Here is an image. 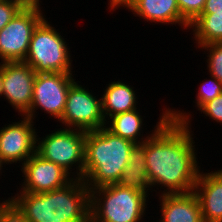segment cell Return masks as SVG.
Here are the masks:
<instances>
[{
  "mask_svg": "<svg viewBox=\"0 0 222 222\" xmlns=\"http://www.w3.org/2000/svg\"><path fill=\"white\" fill-rule=\"evenodd\" d=\"M158 195L161 203L158 222H203L200 202L194 192Z\"/></svg>",
  "mask_w": 222,
  "mask_h": 222,
  "instance_id": "9a60e30c",
  "label": "cell"
},
{
  "mask_svg": "<svg viewBox=\"0 0 222 222\" xmlns=\"http://www.w3.org/2000/svg\"><path fill=\"white\" fill-rule=\"evenodd\" d=\"M148 196L118 183L94 188L90 190V213L94 222H142Z\"/></svg>",
  "mask_w": 222,
  "mask_h": 222,
  "instance_id": "277c9868",
  "label": "cell"
},
{
  "mask_svg": "<svg viewBox=\"0 0 222 222\" xmlns=\"http://www.w3.org/2000/svg\"><path fill=\"white\" fill-rule=\"evenodd\" d=\"M76 80L70 85L66 98V106L59 123L61 127L84 131H95L105 126L102 113L101 97L88 91ZM97 97V98H96Z\"/></svg>",
  "mask_w": 222,
  "mask_h": 222,
  "instance_id": "9c48e42d",
  "label": "cell"
},
{
  "mask_svg": "<svg viewBox=\"0 0 222 222\" xmlns=\"http://www.w3.org/2000/svg\"><path fill=\"white\" fill-rule=\"evenodd\" d=\"M72 73H36L30 111L25 117L35 120L36 110L42 109L58 121L66 106L70 85L76 80Z\"/></svg>",
  "mask_w": 222,
  "mask_h": 222,
  "instance_id": "ba28073f",
  "label": "cell"
},
{
  "mask_svg": "<svg viewBox=\"0 0 222 222\" xmlns=\"http://www.w3.org/2000/svg\"><path fill=\"white\" fill-rule=\"evenodd\" d=\"M12 197L25 211L28 222H78L90 214V190L78 178L52 191L18 192Z\"/></svg>",
  "mask_w": 222,
  "mask_h": 222,
  "instance_id": "7a4b0ae2",
  "label": "cell"
},
{
  "mask_svg": "<svg viewBox=\"0 0 222 222\" xmlns=\"http://www.w3.org/2000/svg\"><path fill=\"white\" fill-rule=\"evenodd\" d=\"M130 1H131V0H124V1L117 7V9H118V8L120 9L121 6H122V7H125Z\"/></svg>",
  "mask_w": 222,
  "mask_h": 222,
  "instance_id": "4dcf8cb0",
  "label": "cell"
},
{
  "mask_svg": "<svg viewBox=\"0 0 222 222\" xmlns=\"http://www.w3.org/2000/svg\"><path fill=\"white\" fill-rule=\"evenodd\" d=\"M206 81L202 82L200 88L198 89V94H196L195 102L197 109L199 110L205 103L213 100L215 97L222 93V82L217 78L210 75V79H204Z\"/></svg>",
  "mask_w": 222,
  "mask_h": 222,
  "instance_id": "44dd1931",
  "label": "cell"
},
{
  "mask_svg": "<svg viewBox=\"0 0 222 222\" xmlns=\"http://www.w3.org/2000/svg\"><path fill=\"white\" fill-rule=\"evenodd\" d=\"M193 192L200 202L203 222H222V169L199 172Z\"/></svg>",
  "mask_w": 222,
  "mask_h": 222,
  "instance_id": "4fadbf2b",
  "label": "cell"
},
{
  "mask_svg": "<svg viewBox=\"0 0 222 222\" xmlns=\"http://www.w3.org/2000/svg\"><path fill=\"white\" fill-rule=\"evenodd\" d=\"M78 222H94V219H93V217H92V215L90 213L86 218H84V219H82V220H80Z\"/></svg>",
  "mask_w": 222,
  "mask_h": 222,
  "instance_id": "f546056e",
  "label": "cell"
},
{
  "mask_svg": "<svg viewBox=\"0 0 222 222\" xmlns=\"http://www.w3.org/2000/svg\"><path fill=\"white\" fill-rule=\"evenodd\" d=\"M193 30L196 48L222 42V13L201 14L189 27Z\"/></svg>",
  "mask_w": 222,
  "mask_h": 222,
  "instance_id": "d6986e66",
  "label": "cell"
},
{
  "mask_svg": "<svg viewBox=\"0 0 222 222\" xmlns=\"http://www.w3.org/2000/svg\"><path fill=\"white\" fill-rule=\"evenodd\" d=\"M125 8L147 22L178 24L186 30L190 27L181 17L177 0H131Z\"/></svg>",
  "mask_w": 222,
  "mask_h": 222,
  "instance_id": "5bb4252c",
  "label": "cell"
},
{
  "mask_svg": "<svg viewBox=\"0 0 222 222\" xmlns=\"http://www.w3.org/2000/svg\"><path fill=\"white\" fill-rule=\"evenodd\" d=\"M51 132L42 139L36 136V153L83 180L86 131L60 127Z\"/></svg>",
  "mask_w": 222,
  "mask_h": 222,
  "instance_id": "8992f818",
  "label": "cell"
},
{
  "mask_svg": "<svg viewBox=\"0 0 222 222\" xmlns=\"http://www.w3.org/2000/svg\"><path fill=\"white\" fill-rule=\"evenodd\" d=\"M139 110L140 108L111 116L108 119L111 121H106L105 127L115 135L128 139L135 144H142L169 118V108L165 107V111L162 109V115H160V119L156 122V126L146 136L143 135L144 130L142 129L145 123H143V117L140 115Z\"/></svg>",
  "mask_w": 222,
  "mask_h": 222,
  "instance_id": "2e32d148",
  "label": "cell"
},
{
  "mask_svg": "<svg viewBox=\"0 0 222 222\" xmlns=\"http://www.w3.org/2000/svg\"><path fill=\"white\" fill-rule=\"evenodd\" d=\"M3 164L1 163V161H0V175L2 174V169L4 170V168H3Z\"/></svg>",
  "mask_w": 222,
  "mask_h": 222,
  "instance_id": "1f68e13d",
  "label": "cell"
},
{
  "mask_svg": "<svg viewBox=\"0 0 222 222\" xmlns=\"http://www.w3.org/2000/svg\"><path fill=\"white\" fill-rule=\"evenodd\" d=\"M22 8L18 1H0V31Z\"/></svg>",
  "mask_w": 222,
  "mask_h": 222,
  "instance_id": "cb8c5ba5",
  "label": "cell"
},
{
  "mask_svg": "<svg viewBox=\"0 0 222 222\" xmlns=\"http://www.w3.org/2000/svg\"><path fill=\"white\" fill-rule=\"evenodd\" d=\"M12 123L0 128V161L4 166L18 162L23 165L36 152L38 132L34 121L22 116Z\"/></svg>",
  "mask_w": 222,
  "mask_h": 222,
  "instance_id": "30bf717a",
  "label": "cell"
},
{
  "mask_svg": "<svg viewBox=\"0 0 222 222\" xmlns=\"http://www.w3.org/2000/svg\"><path fill=\"white\" fill-rule=\"evenodd\" d=\"M134 145V142L113 134L105 126L86 131L83 180L89 190L117 184Z\"/></svg>",
  "mask_w": 222,
  "mask_h": 222,
  "instance_id": "3957f363",
  "label": "cell"
},
{
  "mask_svg": "<svg viewBox=\"0 0 222 222\" xmlns=\"http://www.w3.org/2000/svg\"><path fill=\"white\" fill-rule=\"evenodd\" d=\"M222 13V0H206L201 14Z\"/></svg>",
  "mask_w": 222,
  "mask_h": 222,
  "instance_id": "484cf974",
  "label": "cell"
},
{
  "mask_svg": "<svg viewBox=\"0 0 222 222\" xmlns=\"http://www.w3.org/2000/svg\"><path fill=\"white\" fill-rule=\"evenodd\" d=\"M3 91H4V88H3V62H2V64L0 62V97L1 96L3 97Z\"/></svg>",
  "mask_w": 222,
  "mask_h": 222,
  "instance_id": "f1b7e54d",
  "label": "cell"
},
{
  "mask_svg": "<svg viewBox=\"0 0 222 222\" xmlns=\"http://www.w3.org/2000/svg\"><path fill=\"white\" fill-rule=\"evenodd\" d=\"M118 184L148 195L151 185L147 177L146 140L131 149L129 162ZM149 190V191H148Z\"/></svg>",
  "mask_w": 222,
  "mask_h": 222,
  "instance_id": "ac0fdd59",
  "label": "cell"
},
{
  "mask_svg": "<svg viewBox=\"0 0 222 222\" xmlns=\"http://www.w3.org/2000/svg\"><path fill=\"white\" fill-rule=\"evenodd\" d=\"M23 183L17 192L42 193L61 188L72 179L61 166L43 159L36 152L21 165Z\"/></svg>",
  "mask_w": 222,
  "mask_h": 222,
  "instance_id": "8fae6325",
  "label": "cell"
},
{
  "mask_svg": "<svg viewBox=\"0 0 222 222\" xmlns=\"http://www.w3.org/2000/svg\"><path fill=\"white\" fill-rule=\"evenodd\" d=\"M183 111L169 108V118L146 140L147 177L151 188L164 189L162 195L193 192L201 171L192 137L193 115Z\"/></svg>",
  "mask_w": 222,
  "mask_h": 222,
  "instance_id": "6da1fadb",
  "label": "cell"
},
{
  "mask_svg": "<svg viewBox=\"0 0 222 222\" xmlns=\"http://www.w3.org/2000/svg\"><path fill=\"white\" fill-rule=\"evenodd\" d=\"M106 85L108 86L101 95L102 113L106 121L116 114L137 109L138 97L134 87L121 80Z\"/></svg>",
  "mask_w": 222,
  "mask_h": 222,
  "instance_id": "e0dca14e",
  "label": "cell"
},
{
  "mask_svg": "<svg viewBox=\"0 0 222 222\" xmlns=\"http://www.w3.org/2000/svg\"><path fill=\"white\" fill-rule=\"evenodd\" d=\"M18 1L23 7H36V8H42L41 2L39 0H16ZM40 2V3H39Z\"/></svg>",
  "mask_w": 222,
  "mask_h": 222,
  "instance_id": "4316f807",
  "label": "cell"
},
{
  "mask_svg": "<svg viewBox=\"0 0 222 222\" xmlns=\"http://www.w3.org/2000/svg\"><path fill=\"white\" fill-rule=\"evenodd\" d=\"M201 113L209 117L213 122L220 123L222 125V93L215 97L213 100L205 103L199 110Z\"/></svg>",
  "mask_w": 222,
  "mask_h": 222,
  "instance_id": "d4e9b609",
  "label": "cell"
},
{
  "mask_svg": "<svg viewBox=\"0 0 222 222\" xmlns=\"http://www.w3.org/2000/svg\"><path fill=\"white\" fill-rule=\"evenodd\" d=\"M123 1L124 0H109L107 9L114 12Z\"/></svg>",
  "mask_w": 222,
  "mask_h": 222,
  "instance_id": "83f0119b",
  "label": "cell"
},
{
  "mask_svg": "<svg viewBox=\"0 0 222 222\" xmlns=\"http://www.w3.org/2000/svg\"><path fill=\"white\" fill-rule=\"evenodd\" d=\"M35 77L36 72L24 61L3 62V97L20 116L30 111Z\"/></svg>",
  "mask_w": 222,
  "mask_h": 222,
  "instance_id": "7c38bea8",
  "label": "cell"
},
{
  "mask_svg": "<svg viewBox=\"0 0 222 222\" xmlns=\"http://www.w3.org/2000/svg\"><path fill=\"white\" fill-rule=\"evenodd\" d=\"M41 8L23 7L0 31V60L24 61L37 25L45 18Z\"/></svg>",
  "mask_w": 222,
  "mask_h": 222,
  "instance_id": "52a82bcc",
  "label": "cell"
},
{
  "mask_svg": "<svg viewBox=\"0 0 222 222\" xmlns=\"http://www.w3.org/2000/svg\"><path fill=\"white\" fill-rule=\"evenodd\" d=\"M58 30L44 18L34 29L24 60L36 73H72L70 48Z\"/></svg>",
  "mask_w": 222,
  "mask_h": 222,
  "instance_id": "5b68a950",
  "label": "cell"
},
{
  "mask_svg": "<svg viewBox=\"0 0 222 222\" xmlns=\"http://www.w3.org/2000/svg\"><path fill=\"white\" fill-rule=\"evenodd\" d=\"M0 222H28V218L19 203L13 197H8L0 201Z\"/></svg>",
  "mask_w": 222,
  "mask_h": 222,
  "instance_id": "7402d4cb",
  "label": "cell"
},
{
  "mask_svg": "<svg viewBox=\"0 0 222 222\" xmlns=\"http://www.w3.org/2000/svg\"><path fill=\"white\" fill-rule=\"evenodd\" d=\"M200 50L204 51L203 54H208L206 59L207 69L209 75L214 76L220 82H222V42L221 43H210L201 45ZM204 49V50H203ZM207 50V51H206ZM207 52V53H206Z\"/></svg>",
  "mask_w": 222,
  "mask_h": 222,
  "instance_id": "ffe728a7",
  "label": "cell"
},
{
  "mask_svg": "<svg viewBox=\"0 0 222 222\" xmlns=\"http://www.w3.org/2000/svg\"><path fill=\"white\" fill-rule=\"evenodd\" d=\"M181 17L191 25L202 13L206 0H177Z\"/></svg>",
  "mask_w": 222,
  "mask_h": 222,
  "instance_id": "603a6c76",
  "label": "cell"
},
{
  "mask_svg": "<svg viewBox=\"0 0 222 222\" xmlns=\"http://www.w3.org/2000/svg\"><path fill=\"white\" fill-rule=\"evenodd\" d=\"M0 1H16V0H0Z\"/></svg>",
  "mask_w": 222,
  "mask_h": 222,
  "instance_id": "d6a6232c",
  "label": "cell"
}]
</instances>
